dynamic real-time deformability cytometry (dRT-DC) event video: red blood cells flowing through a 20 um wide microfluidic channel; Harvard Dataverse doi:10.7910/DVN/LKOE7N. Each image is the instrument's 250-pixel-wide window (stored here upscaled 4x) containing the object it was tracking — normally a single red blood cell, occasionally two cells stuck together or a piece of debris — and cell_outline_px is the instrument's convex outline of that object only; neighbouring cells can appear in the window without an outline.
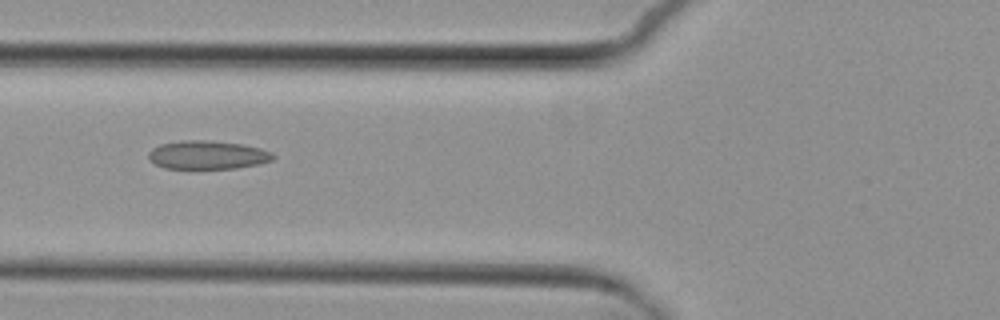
{"species": "common noctule bat (a hibernating species)", "species_latin": "Nyctalus noctula", "temperature_condition": "cold", "stored_images_in_passage": 6, "camera_frame_rate_fps": 3000, "um_per_image_px": 0.085, "animal": {"sex": "female", "body_mass_g": 29.2, "forearm_length_mm": 56.3}, "frame": {"image": 1, "passage_image": 4, "time_ms": 4.333, "image_size_px": [1000, 320], "cell_outline_px": [[276, 156], [272, 160], [256, 164], [236, 168], [164, 168], [156, 164], [148, 156], [148, 152], [152, 148], [160, 144], [180, 140], [212, 140], [244, 144], [260, 148], [272, 152]], "centroid_in_image_um": [17.65, 13.15], "position_along_channel_um": 108.2, "area_um2": 20.69}}
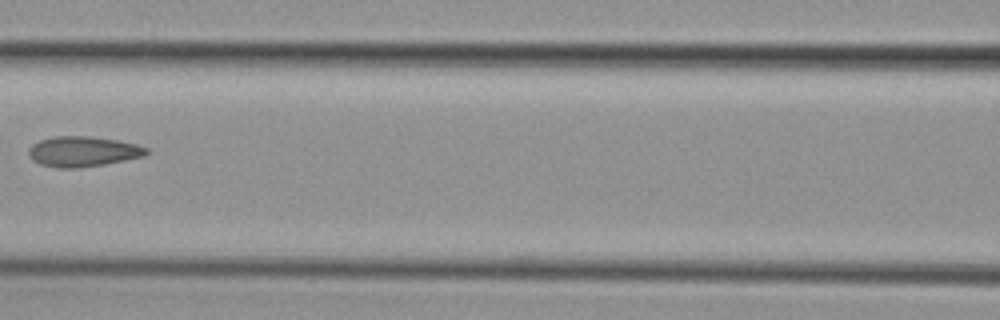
{"frame": {"image": 2, "passage_image": 5, "time_ms": 5.667, "image_size_px": [1000, 320], "cell_outline_px": [[148, 152], [144, 156], [104, 164], [80, 168], [56, 168], [40, 164], [32, 160], [28, 156], [28, 148], [32, 144], [40, 140], [52, 136], [88, 136], [116, 140], [136, 144], [148, 148]], "centroid_in_image_um": [7.0, 12.88], "position_along_channel_um": 159.6, "area_um2": 20.87}}
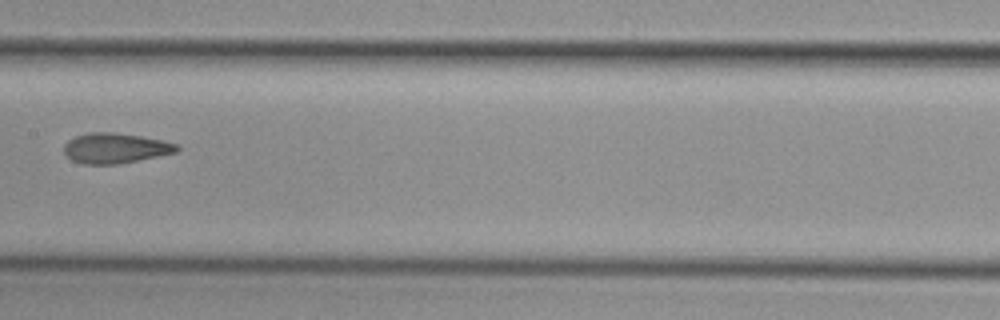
{"frame": {"image": 3, "passage_image": 6, "time_ms": 6.667, "image_size_px": [1000, 320], "cell_outline_px": [[180, 148], [176, 152], [116, 164], [84, 164], [72, 160], [64, 152], [64, 144], [68, 140], [76, 136], [88, 132], [112, 132], [140, 136], [160, 140], [176, 144]], "centroid_in_image_um": [9.75, 12.58], "position_along_channel_um": 197.6, "area_um2": 19.54}}